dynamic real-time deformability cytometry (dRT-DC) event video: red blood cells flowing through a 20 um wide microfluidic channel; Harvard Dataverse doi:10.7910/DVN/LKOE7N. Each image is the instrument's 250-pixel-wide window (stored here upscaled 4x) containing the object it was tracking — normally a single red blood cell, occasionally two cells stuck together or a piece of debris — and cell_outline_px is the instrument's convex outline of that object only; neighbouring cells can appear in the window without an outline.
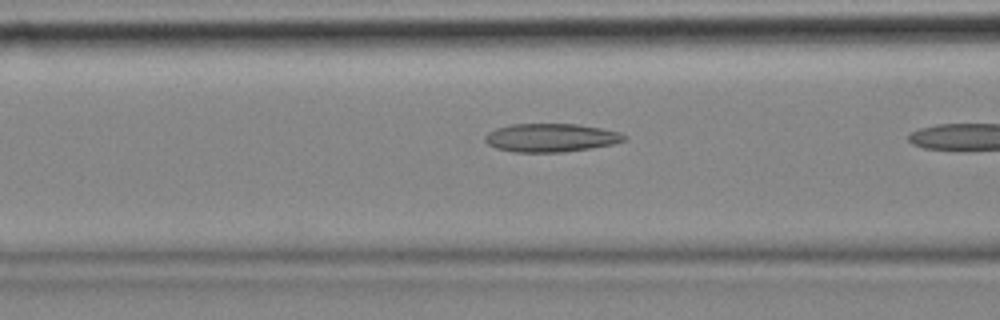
{"species": "common noctule bat (a hibernating species)", "species_latin": "Nyctalus noctula", "temperature_condition": "cold", "stored_images_in_passage": 9, "camera_frame_rate_fps": 3000, "um_per_image_px": 0.085, "animal": {"sex": "female", "body_mass_g": 18.4}, "frame": {"image": 1, "passage_image": 8, "time_ms": 2.333, "image_size_px": [1000, 320], "cell_outline_px": [[628, 140], [612, 144], [564, 152], [512, 152], [496, 148], [488, 144], [484, 140], [484, 136], [488, 132], [496, 128], [512, 124], [576, 124], [600, 128], [620, 132], [628, 136]], "centroid_in_image_um": [46.82, 11.7], "position_along_channel_um": 119.8, "area_um2": 23.06}}